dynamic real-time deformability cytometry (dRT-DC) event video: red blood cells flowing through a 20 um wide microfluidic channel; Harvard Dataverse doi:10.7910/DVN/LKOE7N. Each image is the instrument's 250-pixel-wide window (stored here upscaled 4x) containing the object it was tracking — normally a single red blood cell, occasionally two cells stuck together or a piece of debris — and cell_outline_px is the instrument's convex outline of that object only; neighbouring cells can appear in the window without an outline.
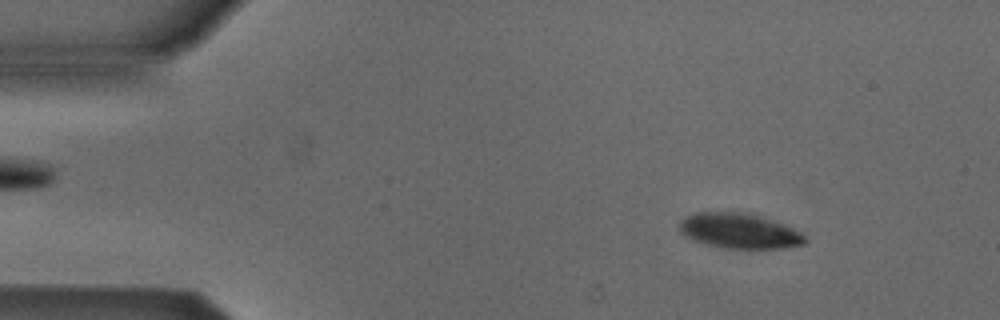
{"species": "Egyptian fruit bat (a non-hibernating species)", "species_latin": "Rousettus aegyptiacus", "temperature_condition": "cold", "stored_images_in_passage": 52, "camera_frame_rate_fps": 3000, "um_per_image_px": 0.085, "animal": {"sex": "male"}, "frame": {"image": 1, "passage_image": 6, "time_ms": 1.667, "image_size_px": [1000, 320], "cell_outline_px": [[808, 240], [804, 244], [788, 248], [720, 248], [692, 240], [684, 236], [680, 232], [680, 220], [684, 216], [696, 212], [748, 212], [792, 228], [800, 232]], "centroid_in_image_um": [62.8, 19.63], "position_along_channel_um": 22.2, "area_um2": 25.78}}
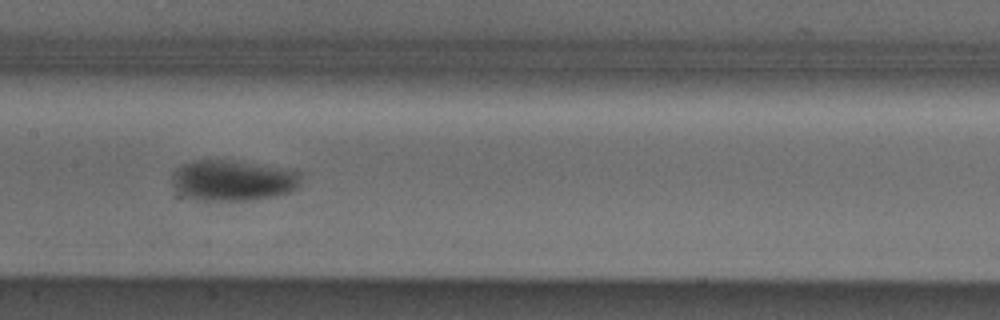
{"frame": {"image": 2, "passage_image": 25, "time_ms": 8.0, "image_size_px": [1000, 320], "cell_outline_px": [[300, 184], [296, 188], [288, 192], [276, 196], [248, 200], [196, 200], [188, 196], [176, 188], [172, 184], [172, 172], [180, 164], [192, 160], [228, 160], [296, 168], [300, 172]], "centroid_in_image_um": [19.84, 15.3], "position_along_channel_um": 187.6, "area_um2": 30.98}}
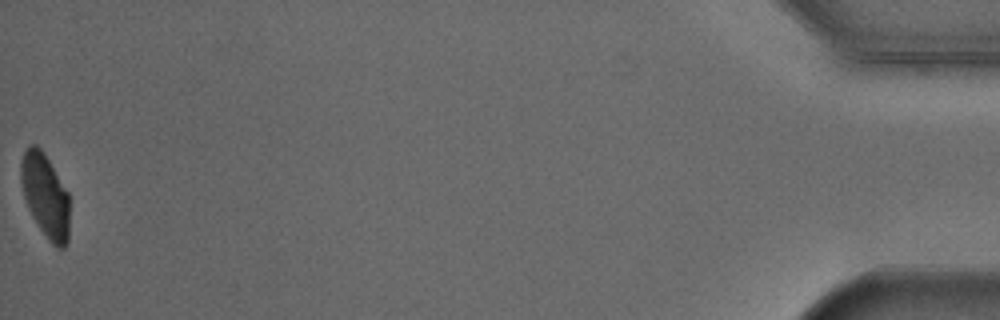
{"frame": {"image": 3, "passage_image": 52, "time_ms": 17.0, "image_size_px": [1000, 320], "cell_outline_px": [[68, 244], [64, 248], [56, 248], [48, 240], [32, 216], [28, 208], [24, 196], [20, 180], [20, 160], [28, 144], [36, 144], [40, 148], [48, 160], [68, 192]], "centroid_in_image_um": [3.83, 16.63], "position_along_channel_um": 431.4, "area_um2": 23.64}, "authors_computed_cell_mechanics": {"area_um2": 27.5706, "velocity_mm_per_s": 3.8661, "shape_relaxation_time_tau1_ms": 2.2968, "shape_relaxation_time_tau2_ms": null, "deformation_change_tau1": 0.1045, "deformation_change_tau2": null}}